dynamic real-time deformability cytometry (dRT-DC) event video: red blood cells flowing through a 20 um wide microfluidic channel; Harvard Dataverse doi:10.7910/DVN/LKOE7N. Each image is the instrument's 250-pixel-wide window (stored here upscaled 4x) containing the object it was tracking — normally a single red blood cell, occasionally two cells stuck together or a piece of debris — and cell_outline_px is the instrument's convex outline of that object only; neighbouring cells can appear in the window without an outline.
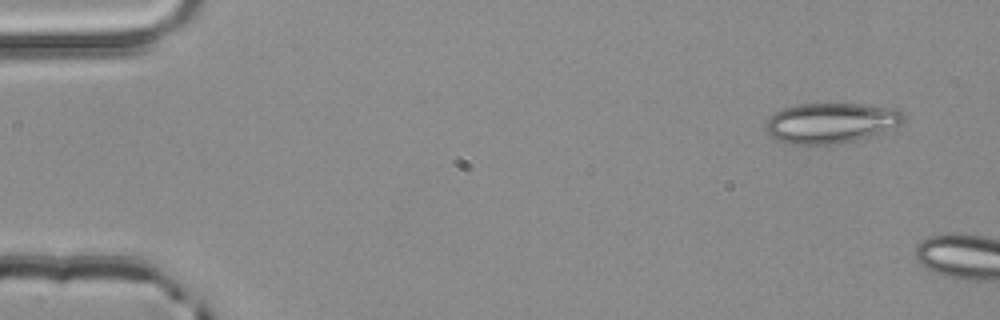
{"species": "common noctule bat (a hibernating species)", "species_latin": "Nyctalus noctula", "temperature_condition": "room temperature", "stored_images_in_passage": 3, "camera_frame_rate_fps": 3000, "um_per_image_px": 0.085, "animal": {"sex": "male", "body_mass_g": 20.4}, "frame": {"image": 1, "passage_image": 1, "time_ms": 0.0, "image_size_px": [1000, 320], "cell_outline_px": [[904, 120], [900, 124], [876, 136], [836, 144], [788, 144], [776, 140], [764, 128], [768, 120], [776, 112], [784, 108], [800, 104], [864, 104], [892, 108], [900, 112], [904, 116]], "centroid_in_image_um": [70.64, 10.46], "position_along_channel_um": 14.4, "area_um2": 32.31}}